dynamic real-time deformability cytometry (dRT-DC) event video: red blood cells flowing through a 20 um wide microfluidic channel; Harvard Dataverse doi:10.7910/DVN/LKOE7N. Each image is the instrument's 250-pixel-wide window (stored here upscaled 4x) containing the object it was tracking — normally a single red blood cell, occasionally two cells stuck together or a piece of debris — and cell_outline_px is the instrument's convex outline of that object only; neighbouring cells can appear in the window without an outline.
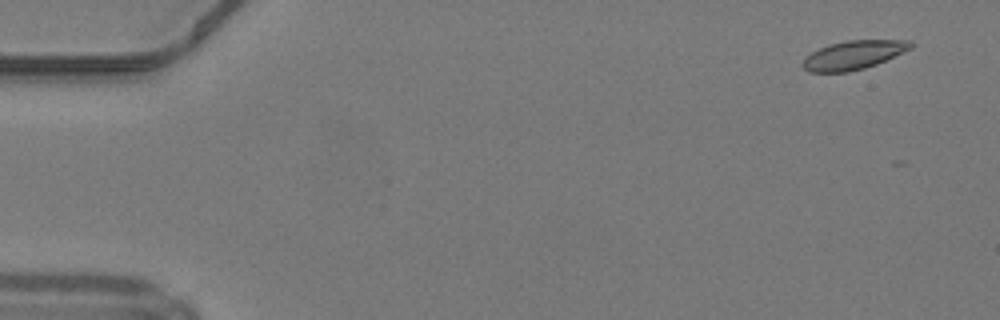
{"species": "common noctule bat (a hibernating species)", "species_latin": "Nyctalus noctula", "temperature_condition": "warm", "stored_images_in_passage": 7, "camera_frame_rate_fps": 3000, "um_per_image_px": 0.085, "animal": {"sex": "male", "body_mass_g": 19.2, "forearm_length_mm": 51.8}, "frame": {"image": 1, "passage_image": 3, "time_ms": 0.667, "image_size_px": [1000, 320], "cell_outline_px": [[916, 44], [912, 48], [876, 64], [864, 68], [848, 72], [808, 72], [800, 64], [812, 52], [828, 44], [844, 40], [912, 40]], "centroid_in_image_um": [72.57, 4.66], "position_along_channel_um": 12.4, "area_um2": 18.15}}